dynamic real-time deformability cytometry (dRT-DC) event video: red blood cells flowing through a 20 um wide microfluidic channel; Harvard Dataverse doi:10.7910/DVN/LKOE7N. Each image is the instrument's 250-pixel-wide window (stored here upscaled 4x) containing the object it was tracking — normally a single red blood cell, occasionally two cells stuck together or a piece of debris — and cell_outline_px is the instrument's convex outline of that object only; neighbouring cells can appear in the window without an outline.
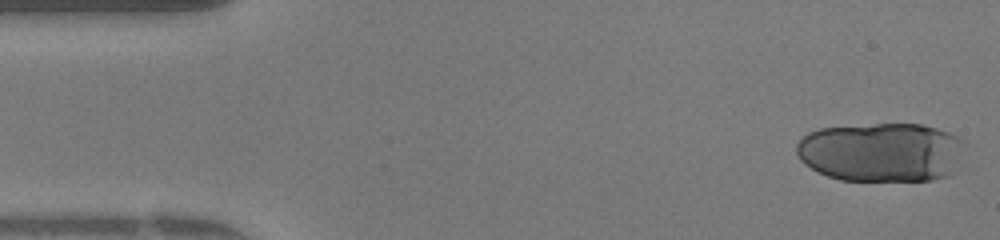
{"species": "human", "species_latin": "Homo sapiens", "temperature_condition": "warm", "stored_images_in_passage": 13, "camera_frame_rate_fps": 3000, "um_per_image_px": 0.085, "donor": {"sex": "female"}, "frame": {"image": 1, "passage_image": 1, "time_ms": 0.0, "image_size_px": [1000, 240], "cell_outline_px": [[968, 144], [948, 176], [932, 180], [840, 180], [828, 176], [804, 164], [800, 160], [796, 152], [796, 144], [808, 132], [820, 128], [872, 124], [920, 124], [936, 128], [960, 136]], "centroid_in_image_um": [74.93, 12.92], "position_along_channel_um": 10.1, "area_um2": 58.32}}
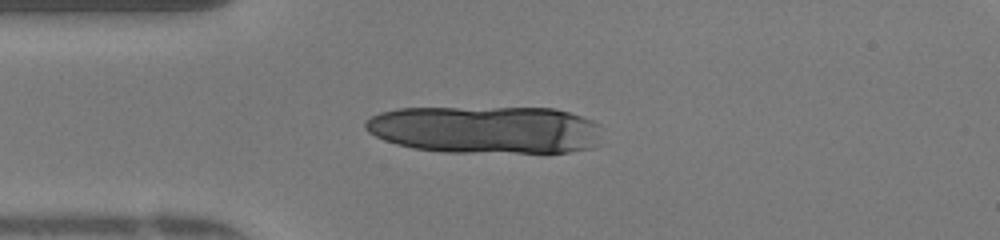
{"frame": {"image": 2, "passage_image": 11, "time_ms": 3.333, "image_size_px": [1000, 240], "cell_outline_px": [[600, 144], [592, 148], [568, 152], [444, 152], [412, 148], [396, 144], [384, 140], [368, 132], [364, 128], [364, 120], [380, 112], [396, 108], [556, 108], [592, 120], [600, 124]], "centroid_in_image_um": [41.28, 11.02], "position_along_channel_um": 43.7, "area_um2": 66.3}}